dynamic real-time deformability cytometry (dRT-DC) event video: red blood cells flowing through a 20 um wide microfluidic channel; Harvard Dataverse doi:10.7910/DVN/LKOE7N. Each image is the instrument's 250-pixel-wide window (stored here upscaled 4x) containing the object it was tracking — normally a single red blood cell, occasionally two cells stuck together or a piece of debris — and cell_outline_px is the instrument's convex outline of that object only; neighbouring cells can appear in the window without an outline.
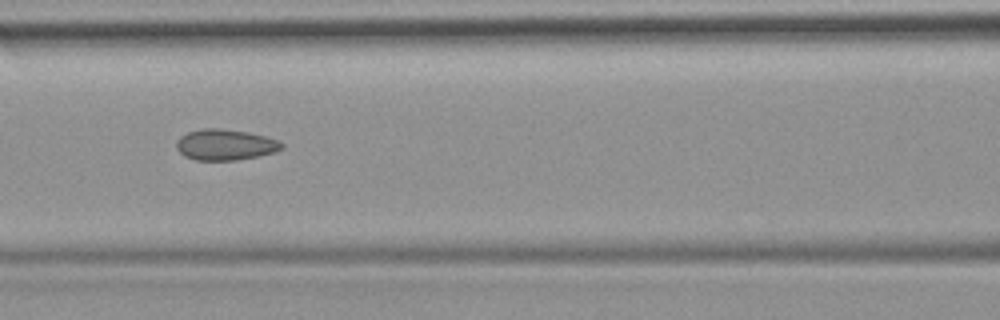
{"species": "common noctule bat (a hibernating species)", "species_latin": "Nyctalus noctula", "temperature_condition": "room temperature", "stored_images_in_passage": 6, "camera_frame_rate_fps": 3000, "um_per_image_px": 0.085, "animal": {"sex": "female", "body_mass_g": 19.9}, "frame": {"image": 1, "passage_image": 5, "time_ms": 5.333, "image_size_px": [1000, 320], "cell_outline_px": [[284, 148], [272, 152], [256, 156], [236, 160], [196, 160], [184, 156], [176, 148], [176, 140], [180, 136], [188, 132], [200, 128], [216, 128], [248, 132], [264, 136], [276, 140], [284, 144]], "centroid_in_image_um": [19.09, 12.29], "position_along_channel_um": 147.5, "area_um2": 18.84}}
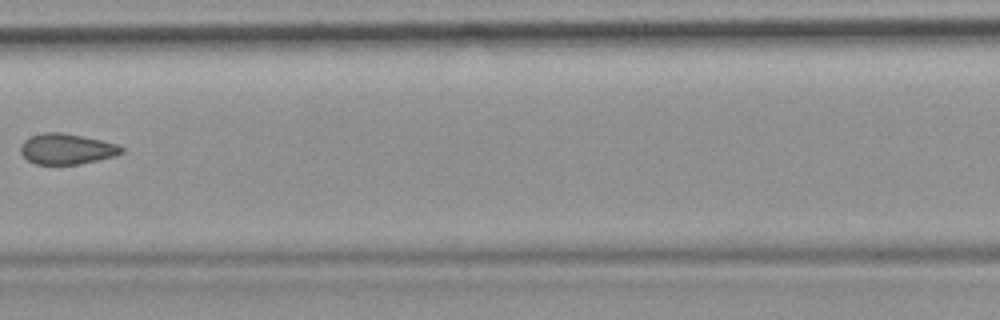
{"frame": {"image": 2, "passage_image": 6, "time_ms": 6.667, "image_size_px": [1000, 320], "cell_outline_px": [[124, 152], [116, 156], [80, 164], [36, 164], [28, 160], [20, 152], [20, 144], [24, 140], [40, 132], [60, 132], [100, 140], [116, 144], [124, 148]], "centroid_in_image_um": [5.66, 12.66], "position_along_channel_um": 201.7, "area_um2": 17.98}}